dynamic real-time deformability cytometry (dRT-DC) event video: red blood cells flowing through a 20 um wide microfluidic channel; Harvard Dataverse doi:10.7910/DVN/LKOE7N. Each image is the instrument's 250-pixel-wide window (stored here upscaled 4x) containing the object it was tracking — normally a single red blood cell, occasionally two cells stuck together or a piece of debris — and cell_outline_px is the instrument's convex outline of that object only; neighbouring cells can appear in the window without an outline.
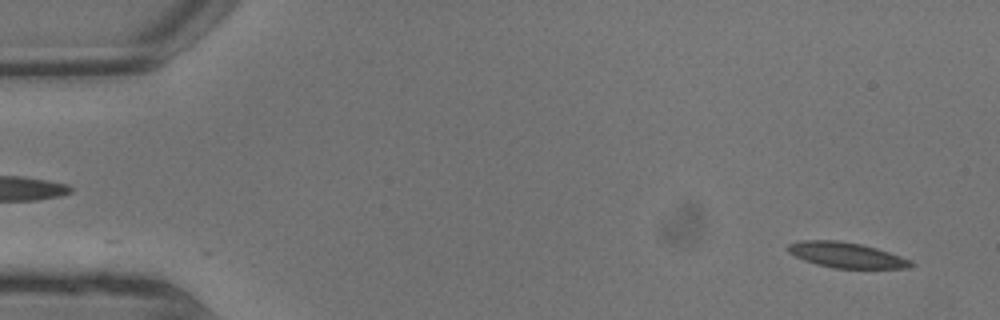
{"species": "common noctule bat (a hibernating species)", "species_latin": "Nyctalus noctula", "temperature_condition": "warm", "stored_images_in_passage": 6, "camera_frame_rate_fps": 3000, "um_per_image_px": 0.085, "animal": {"sex": "male", "body_mass_g": 13.3}, "frame": {"image": 1, "passage_image": 6, "time_ms": 1.667, "image_size_px": [1000, 320], "cell_outline_px": [[916, 264], [912, 268], [832, 268], [816, 264], [804, 260], [788, 252], [788, 244], [800, 240], [836, 240], [860, 244], [876, 248], [912, 260]], "centroid_in_image_um": [71.96, 21.68], "position_along_channel_um": 13.0, "area_um2": 18.21}}